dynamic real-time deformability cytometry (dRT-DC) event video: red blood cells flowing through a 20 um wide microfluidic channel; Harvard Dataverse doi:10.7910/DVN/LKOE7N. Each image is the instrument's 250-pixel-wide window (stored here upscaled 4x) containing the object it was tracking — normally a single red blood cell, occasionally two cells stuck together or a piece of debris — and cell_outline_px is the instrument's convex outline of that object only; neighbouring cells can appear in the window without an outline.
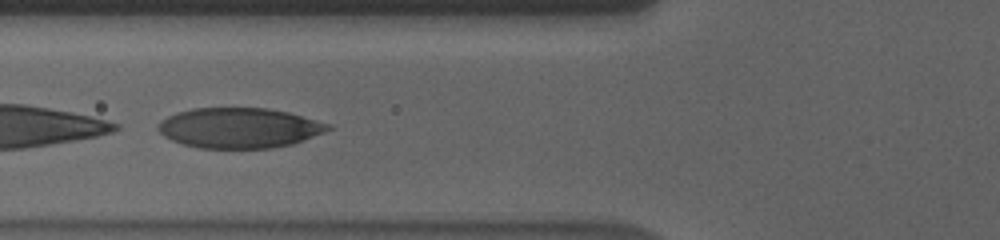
{"species": "human", "species_latin": "Homo sapiens", "temperature_condition": "cold", "stored_images_in_passage": 44, "camera_frame_rate_fps": 3000, "um_per_image_px": 0.085, "donor": {"sex": "male"}, "frame": {"image": 1, "passage_image": 10, "time_ms": 3.0, "image_size_px": [1000, 240], "cell_outline_px": [[332, 128], [324, 132], [304, 140], [292, 144], [272, 148], [200, 148], [184, 144], [172, 140], [164, 136], [156, 128], [160, 120], [176, 112], [192, 108], [268, 108], [288, 112], [332, 124]], "centroid_in_image_um": [20.33, 10.87], "position_along_channel_um": 105.5, "area_um2": 39.94}}
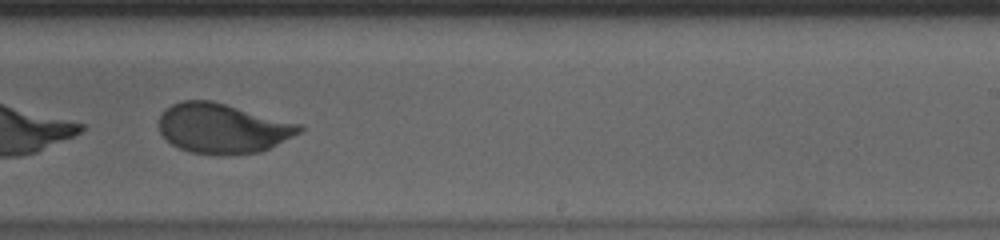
{"frame": {"image": 2, "passage_image": 24, "time_ms": 7.667, "image_size_px": [1000, 240], "cell_outline_px": [[304, 128], [300, 132], [260, 152], [228, 156], [216, 156], [192, 152], [180, 148], [172, 144], [160, 132], [160, 112], [172, 104], [180, 100], [212, 100], [300, 124]], "centroid_in_image_um": [18.89, 10.91], "position_along_channel_um": 270.1, "area_um2": 40.81}}
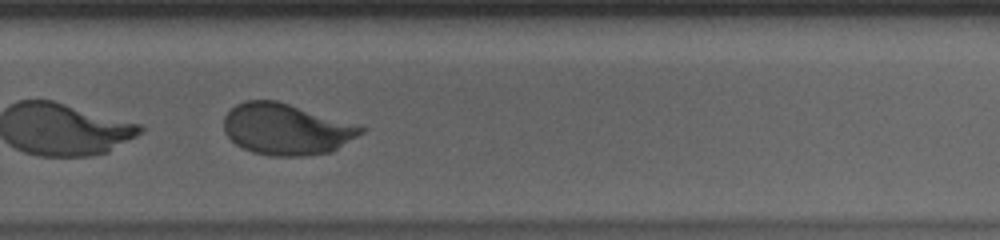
{"frame": {"image": 3, "passage_image": 27, "time_ms": 8.667, "image_size_px": [1000, 240], "cell_outline_px": [[368, 128], [364, 132], [332, 152], [304, 156], [272, 156], [252, 152], [236, 144], [224, 132], [224, 116], [236, 104], [244, 100], [276, 100]], "centroid_in_image_um": [24.33, 10.99], "position_along_channel_um": 305.5, "area_um2": 40.81}, "authors_computed_cell_mechanics": {"area_um2": 41.5293, "velocity_mm_per_s": 3.5377, "shape_relaxation_time_tau1_ms": 3.9711, "shape_relaxation_time_tau2_ms": 1.021, "deformation_change_tau1": 0.1613, "deformation_change_tau2": 0.048}}